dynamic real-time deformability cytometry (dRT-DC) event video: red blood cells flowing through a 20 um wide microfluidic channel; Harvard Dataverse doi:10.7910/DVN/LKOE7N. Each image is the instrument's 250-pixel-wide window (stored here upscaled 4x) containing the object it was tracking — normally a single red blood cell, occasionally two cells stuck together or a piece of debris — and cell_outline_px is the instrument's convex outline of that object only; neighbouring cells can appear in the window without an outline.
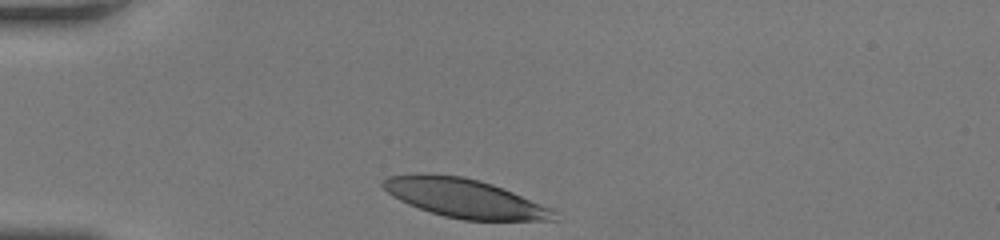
{"species": "human", "species_latin": "Homo sapiens", "temperature_condition": "room temperature", "stored_images_in_passage": 39, "camera_frame_rate_fps": 3000, "um_per_image_px": 0.085, "donor": {"sex": "female"}, "frame": {"image": 1, "passage_image": 1, "time_ms": 0.0, "image_size_px": [1000, 240], "cell_outline_px": [[556, 220], [464, 220], [444, 216], [408, 204], [392, 196], [380, 184], [380, 180], [388, 176], [420, 172], [432, 172], [464, 176], [480, 180], [504, 188], [552, 208], [556, 212]], "centroid_in_image_um": [39.44, 16.81], "position_along_channel_um": 45.6, "area_um2": 39.07}}
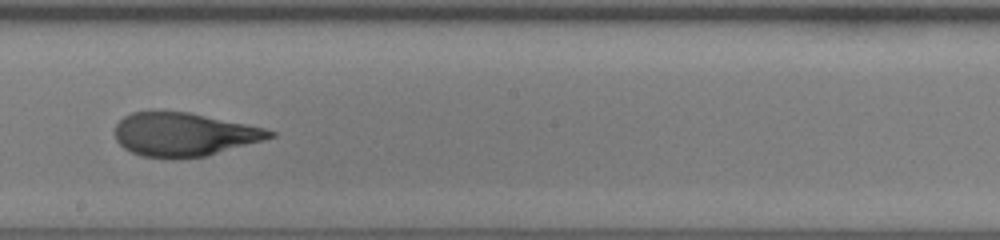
{"frame": {"image": 2, "passage_image": 17, "time_ms": 5.333, "image_size_px": [1000, 240], "cell_outline_px": [[276, 136], [264, 140], [208, 156], [172, 160], [140, 156], [124, 148], [116, 140], [116, 124], [124, 116], [132, 112], [152, 108], [188, 112], [264, 128], [276, 132]], "centroid_in_image_um": [15.59, 11.42], "position_along_channel_um": 232.6, "area_um2": 40.17}}
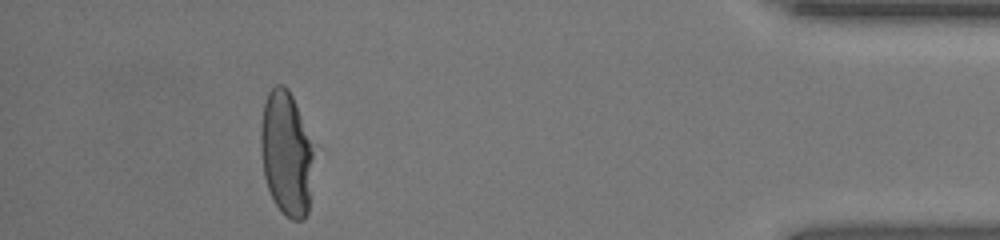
{"frame": {"image": 3, "passage_image": 34, "time_ms": 11.0, "image_size_px": [1000, 240], "cell_outline_px": [[312, 156], [308, 212], [304, 220], [292, 220], [276, 204], [268, 188], [264, 176], [260, 148], [260, 124], [264, 104], [268, 92], [276, 84], [284, 84], [288, 88], [292, 96], [300, 116], [312, 152]], "centroid_in_image_um": [24.28, 13.03], "position_along_channel_um": 410.9, "area_um2": 37.45}, "authors_computed_cell_mechanics": {"area_um2": 39.7664, "velocity_mm_per_s": 4.1013, "shape_relaxation_time_tau1_ms": 5.4469, "shape_relaxation_time_tau2_ms": 1.1955, "deformation_change_tau1": 0.2092, "deformation_change_tau2": 0.0875}}